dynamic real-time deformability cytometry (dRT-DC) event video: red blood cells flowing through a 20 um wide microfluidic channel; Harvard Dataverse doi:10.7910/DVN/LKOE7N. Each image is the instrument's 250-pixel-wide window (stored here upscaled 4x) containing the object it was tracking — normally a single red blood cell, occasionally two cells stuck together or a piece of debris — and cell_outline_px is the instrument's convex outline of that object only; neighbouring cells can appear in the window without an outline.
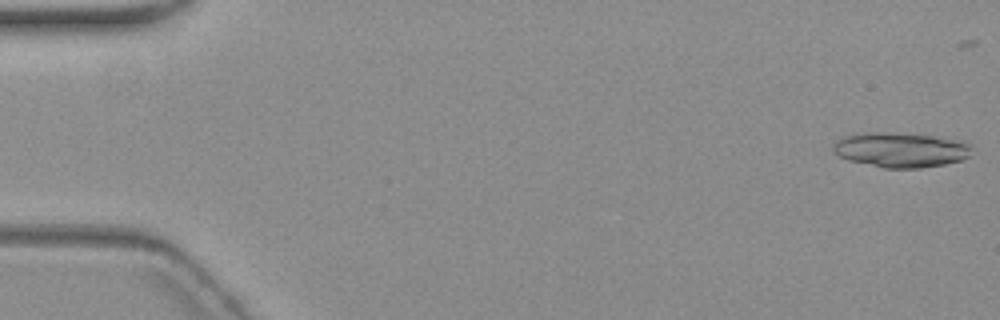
{"species": "common noctule bat (a hibernating species)", "species_latin": "Nyctalus noctula", "temperature_condition": "warm", "stored_images_in_passage": 7, "camera_frame_rate_fps": 3000, "um_per_image_px": 0.085, "animal": {"sex": "female", "body_mass_g": 19.3, "forearm_length_mm": 54.1}, "frame": {"image": 1, "passage_image": 1, "time_ms": 0.0, "image_size_px": [1000, 320], "cell_outline_px": [[972, 144], [968, 156], [960, 160], [944, 164], [920, 168], [884, 168], [848, 160], [840, 156], [832, 148], [832, 144], [836, 140], [852, 132], [888, 132], [932, 136], [964, 140]], "centroid_in_image_um": [76.53, 12.72], "position_along_channel_um": 8.5, "area_um2": 28.38}}
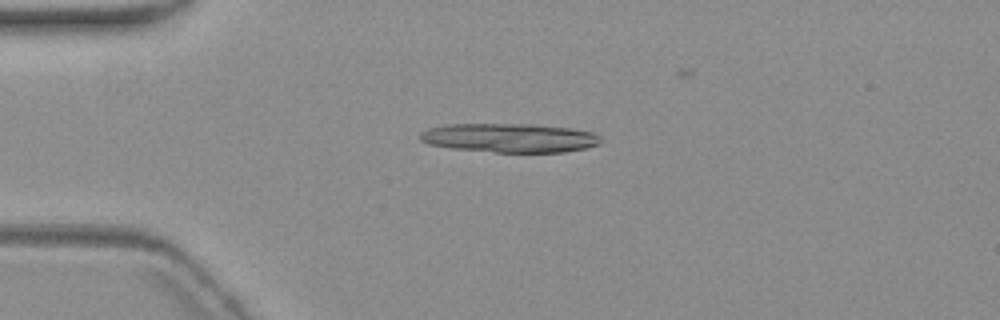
{"frame": {"image": 2, "passage_image": 4, "time_ms": 4.333, "image_size_px": [1000, 320], "cell_outline_px": [[600, 144], [584, 148], [564, 152], [496, 152], [452, 148], [428, 144], [420, 140], [420, 132], [428, 128], [448, 124], [532, 124], [572, 128], [592, 132], [600, 136]], "centroid_in_image_um": [43.31, 11.71], "position_along_channel_um": 41.7, "area_um2": 30.52}}